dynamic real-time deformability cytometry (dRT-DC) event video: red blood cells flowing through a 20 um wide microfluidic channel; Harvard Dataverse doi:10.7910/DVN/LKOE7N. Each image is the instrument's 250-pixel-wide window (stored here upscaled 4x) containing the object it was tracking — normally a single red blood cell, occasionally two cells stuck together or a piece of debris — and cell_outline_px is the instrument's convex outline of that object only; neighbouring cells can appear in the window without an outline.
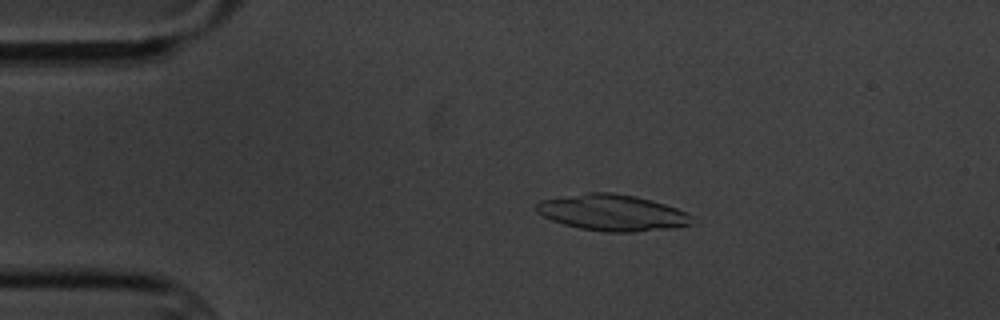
{"species": "common noctule bat (a hibernating species)", "species_latin": "Nyctalus noctula", "temperature_condition": "cold", "stored_images_in_passage": 4, "camera_frame_rate_fps": 3000, "um_per_image_px": 0.085, "animal": {"sex": "male", "body_mass_g": 20.1, "forearm_length_mm": 53.5}, "frame": {"image": 1, "passage_image": 2, "time_ms": 1.0, "image_size_px": [1000, 320], "cell_outline_px": [[692, 224], [676, 228], [632, 232], [604, 232], [580, 228], [564, 224], [552, 220], [536, 212], [536, 204], [540, 200], [588, 192], [612, 192], [636, 196], [652, 200], [688, 212], [692, 216]], "centroid_in_image_um": [52.07, 18.08], "position_along_channel_um": 32.9, "area_um2": 33.0}}